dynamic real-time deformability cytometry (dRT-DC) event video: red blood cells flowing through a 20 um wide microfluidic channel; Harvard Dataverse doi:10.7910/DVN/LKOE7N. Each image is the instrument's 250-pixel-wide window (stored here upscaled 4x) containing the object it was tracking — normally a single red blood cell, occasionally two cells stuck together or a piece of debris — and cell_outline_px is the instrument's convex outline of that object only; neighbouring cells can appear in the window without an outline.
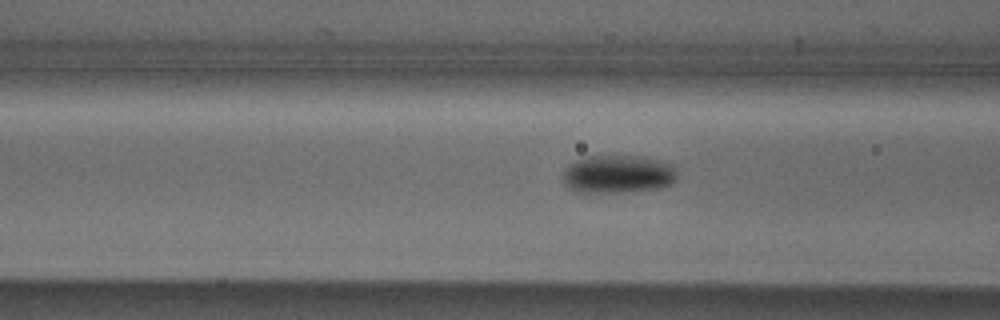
{"species": "Egyptian fruit bat (a non-hibernating species)", "species_latin": "Rousettus aegyptiacus", "temperature_condition": "cold", "stored_images_in_passage": 41, "camera_frame_rate_fps": 3000, "um_per_image_px": 0.085, "animal": {"sex": "male"}, "frame": {"image": 1, "passage_image": 20, "time_ms": 6.333, "image_size_px": [1000, 320], "cell_outline_px": [[676, 180], [672, 184], [660, 188], [620, 192], [576, 192], [564, 184], [564, 172], [568, 164], [576, 160], [588, 156], [644, 156], [672, 164], [676, 168]], "centroid_in_image_um": [52.55, 14.8], "position_along_channel_um": 114.1, "area_um2": 25.43}}
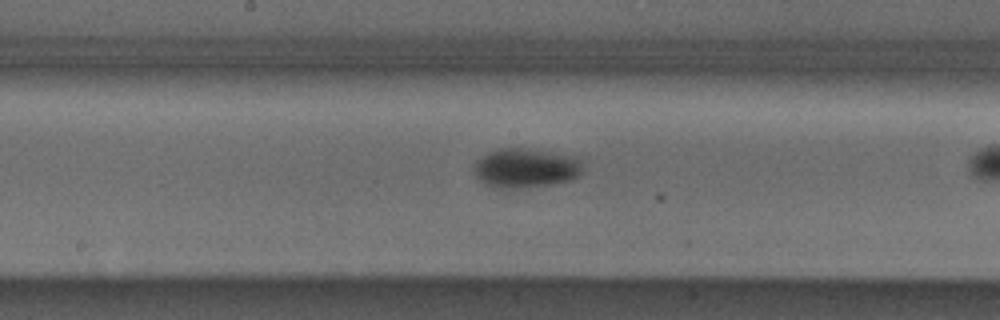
{"frame": {"image": 2, "passage_image": 27, "time_ms": 8.667, "image_size_px": [1000, 320], "cell_outline_px": [[584, 168], [572, 180], [552, 184], [520, 188], [492, 188], [484, 184], [476, 176], [472, 168], [476, 160], [480, 156], [488, 152], [500, 148], [524, 148], [564, 156], [580, 160]], "centroid_in_image_um": [44.58, 14.31], "position_along_channel_um": 203.6, "area_um2": 24.74}}
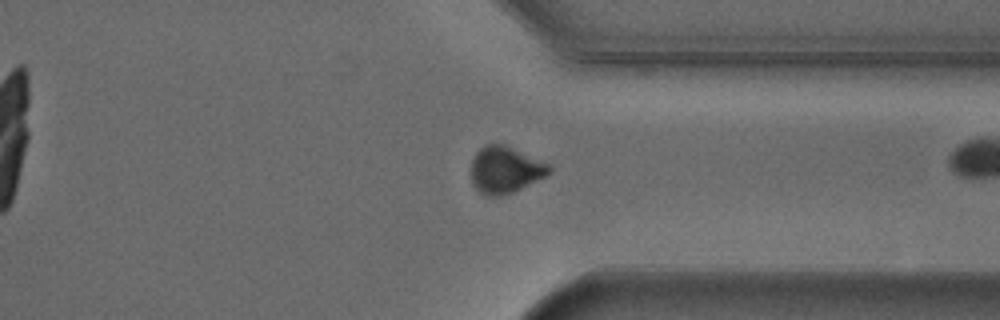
{"frame": {"image": 3, "passage_image": 40, "time_ms": 13.0, "image_size_px": [1000, 320], "cell_outline_px": [[552, 172], [548, 176], [512, 192], [500, 196], [484, 196], [472, 184], [472, 160], [476, 152], [484, 144], [504, 144], [544, 160], [552, 168]], "centroid_in_image_um": [42.98, 14.42], "position_along_channel_um": 368.4, "area_um2": 21.56}}